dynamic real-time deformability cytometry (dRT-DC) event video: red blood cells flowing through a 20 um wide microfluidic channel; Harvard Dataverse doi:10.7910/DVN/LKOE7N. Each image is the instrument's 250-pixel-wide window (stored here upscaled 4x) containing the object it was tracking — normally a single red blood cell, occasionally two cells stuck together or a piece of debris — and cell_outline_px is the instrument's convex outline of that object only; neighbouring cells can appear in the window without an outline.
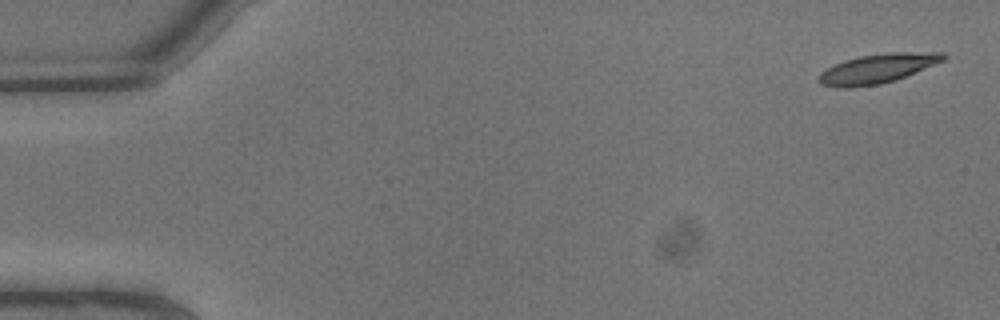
{"species": "common noctule bat (a hibernating species)", "species_latin": "Nyctalus noctula", "temperature_condition": "warm", "stored_images_in_passage": 8, "camera_frame_rate_fps": 3000, "um_per_image_px": 0.085, "animal": {"sex": "male", "body_mass_g": 13.3}, "frame": {"image": 1, "passage_image": 1, "time_ms": 0.0, "image_size_px": [1000, 320], "cell_outline_px": [[948, 56], [944, 60], [896, 80], [880, 84], [852, 88], [836, 88], [820, 84], [816, 80], [816, 76], [820, 72], [844, 60], [860, 56], [888, 52], [944, 52]], "centroid_in_image_um": [74.55, 5.84], "position_along_channel_um": 10.5, "area_um2": 21.5}}
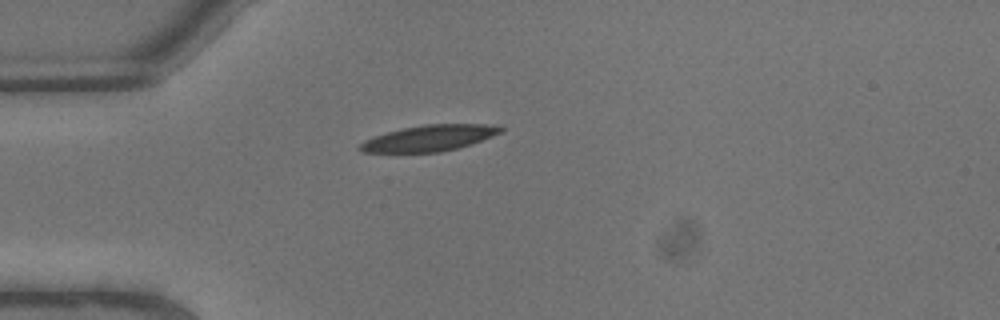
{"frame": {"image": 2, "passage_image": 6, "time_ms": 1.667, "image_size_px": [1000, 320], "cell_outline_px": [[504, 132], [472, 144], [440, 152], [360, 152], [356, 148], [364, 140], [388, 132], [404, 128], [424, 124], [500, 124], [504, 128]], "centroid_in_image_um": [36.56, 11.73], "position_along_channel_um": 48.4, "area_um2": 21.44}}
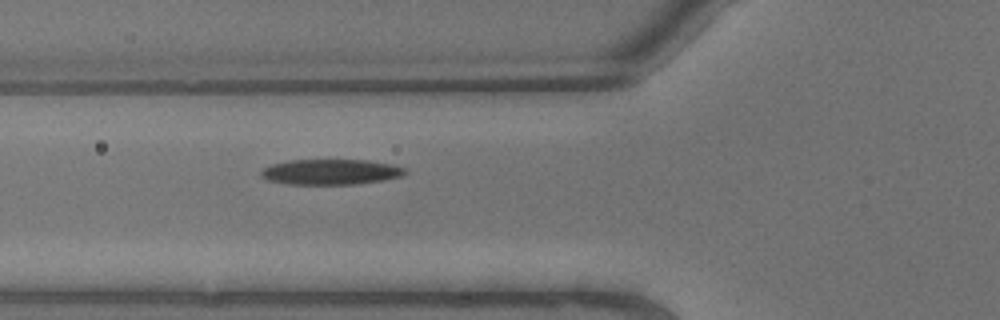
{"frame": {"image": 3, "passage_image": 8, "time_ms": 2.333, "image_size_px": [1000, 320], "cell_outline_px": [[408, 172], [400, 176], [384, 180], [356, 184], [288, 184], [268, 180], [260, 176], [260, 172], [264, 168], [272, 164], [288, 160], [368, 160], [392, 164], [404, 168]], "centroid_in_image_um": [28.11, 14.61], "position_along_channel_um": 97.7, "area_um2": 21.33}}